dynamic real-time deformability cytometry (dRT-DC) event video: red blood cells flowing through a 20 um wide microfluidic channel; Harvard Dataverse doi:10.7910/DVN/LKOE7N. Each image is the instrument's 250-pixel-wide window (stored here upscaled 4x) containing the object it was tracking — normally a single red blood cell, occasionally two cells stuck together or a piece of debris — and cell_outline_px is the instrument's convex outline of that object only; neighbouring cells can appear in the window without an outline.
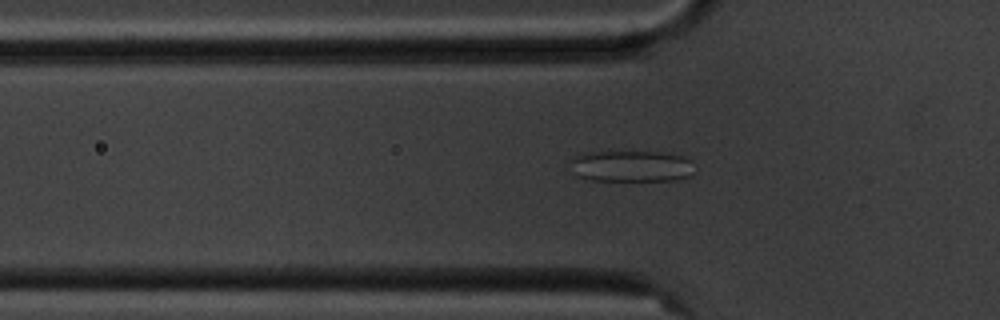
{"species": "common noctule bat (a hibernating species)", "species_latin": "Nyctalus noctula", "temperature_condition": "cold", "stored_images_in_passage": 52, "camera_frame_rate_fps": 3000, "um_per_image_px": 0.085, "animal": {"sex": "male", "body_mass_g": 20.1, "forearm_length_mm": 53.5}, "frame": {"image": 1, "passage_image": 14, "time_ms": 4.333, "image_size_px": [1000, 320], "cell_outline_px": [[696, 172], [692, 176], [676, 180], [584, 180], [576, 176], [572, 160], [572, 156], [580, 152], [672, 152], [684, 156], [688, 160]], "centroid_in_image_um": [53.69, 14.12], "position_along_channel_um": 72.1, "area_um2": 22.95}}
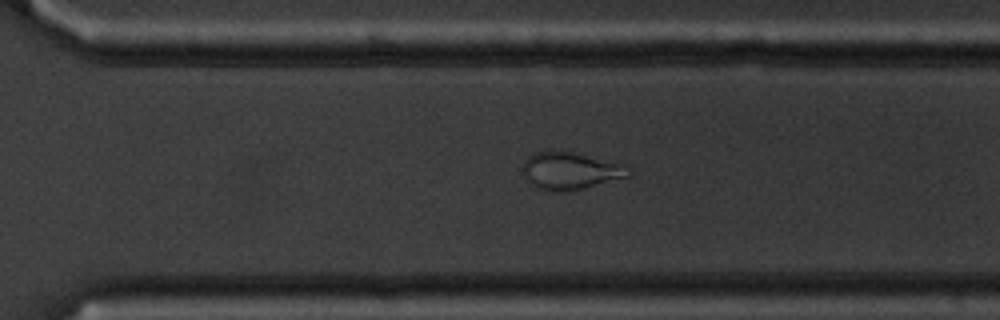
{"frame": {"image": 2, "passage_image": 35, "time_ms": 11.333, "image_size_px": [1000, 320], "cell_outline_px": [[632, 176], [584, 188], [560, 192], [544, 192], [536, 188], [528, 180], [524, 172], [524, 160], [528, 156], [536, 152], [552, 148], [556, 148], [624, 164], [632, 172]], "centroid_in_image_um": [48.48, 14.5], "position_along_channel_um": 322.1, "area_um2": 23.52}}
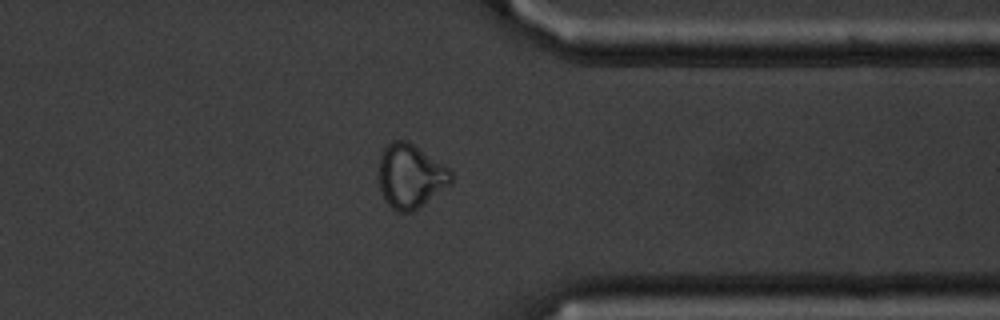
{"frame": {"image": 3, "passage_image": 40, "time_ms": 13.0, "image_size_px": [1000, 320], "cell_outline_px": [[452, 180], [448, 184], [424, 204], [412, 212], [396, 212], [384, 200], [380, 192], [380, 152], [392, 140], [408, 140], [448, 168], [452, 172]], "centroid_in_image_um": [34.86, 14.97], "position_along_channel_um": 376.5, "area_um2": 26.7}, "authors_computed_cell_mechanics": {"area_um2": 26.2412, "velocity_mm_per_s": 3.5713, "shape_relaxation_time_tau1_ms": null, "shape_relaxation_time_tau2_ms": 2.1828, "deformation_change_tau1": null, "deformation_change_tau2": 0.0903}}